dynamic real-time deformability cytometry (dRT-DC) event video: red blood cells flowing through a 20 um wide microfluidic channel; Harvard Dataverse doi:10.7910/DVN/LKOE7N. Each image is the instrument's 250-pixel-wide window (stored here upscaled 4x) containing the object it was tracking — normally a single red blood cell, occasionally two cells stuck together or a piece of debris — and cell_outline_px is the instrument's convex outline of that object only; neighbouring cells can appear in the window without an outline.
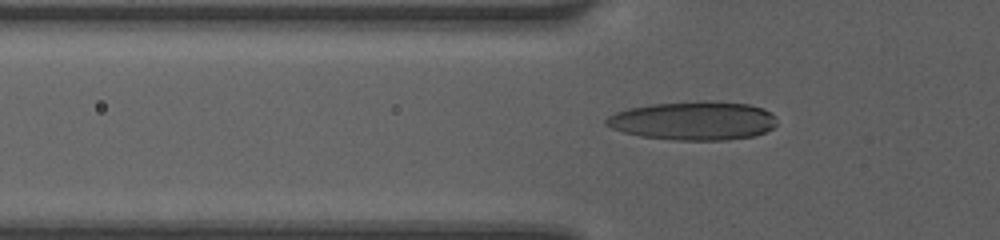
{"species": "human", "species_latin": "Homo sapiens", "temperature_condition": "room temperature", "stored_images_in_passage": 37, "camera_frame_rate_fps": 3000, "um_per_image_px": 0.085, "donor": {"sex": "female"}, "frame": {"image": 1, "passage_image": 6, "time_ms": 1.667, "image_size_px": [1000, 240], "cell_outline_px": [[776, 124], [772, 128], [764, 132], [752, 136], [724, 140], [676, 140], [640, 136], [624, 132], [612, 128], [604, 124], [604, 120], [608, 116], [616, 112], [628, 108], [652, 104], [704, 100], [748, 104], [764, 108], [772, 112], [776, 116]], "centroid_in_image_um": [58.95, 10.25], "position_along_channel_um": 66.9, "area_um2": 38.61}}
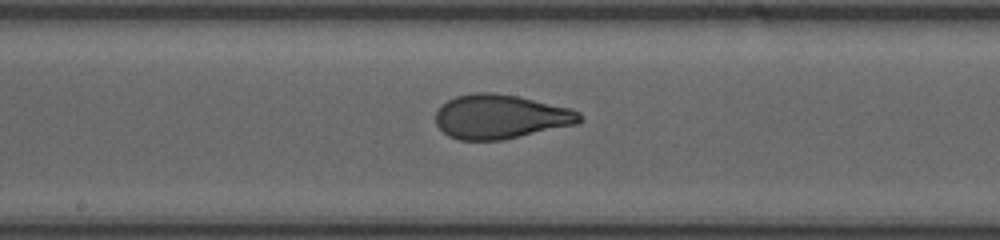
{"frame": {"image": 2, "passage_image": 16, "time_ms": 5.0, "image_size_px": [1000, 240], "cell_outline_px": [[584, 120], [580, 124], [504, 140], [460, 140], [448, 136], [436, 124], [436, 112], [440, 104], [456, 96], [472, 92], [492, 92], [520, 96], [572, 108], [580, 112], [584, 116]], "centroid_in_image_um": [42.61, 9.91], "position_along_channel_um": 205.6, "area_um2": 37.92}}
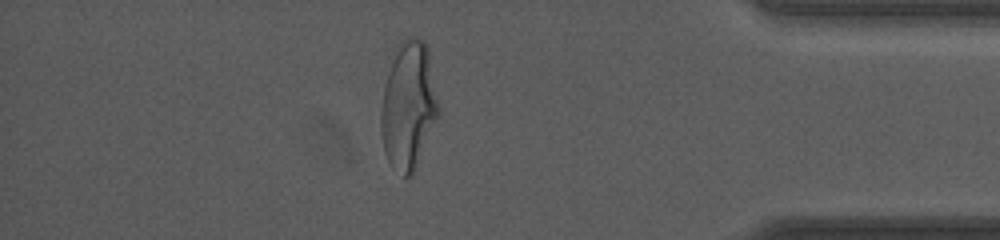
{"frame": {"image": 3, "passage_image": 32, "time_ms": 10.333, "image_size_px": [1000, 240], "cell_outline_px": [[440, 116], [416, 168], [412, 176], [404, 176], [392, 168], [384, 152], [380, 128], [380, 112], [384, 84], [396, 44], [400, 40], [408, 36], [416, 36], [424, 40], [428, 48], [440, 104]], "centroid_in_image_um": [34.74, 8.95], "position_along_channel_um": 400.5, "area_um2": 44.04}, "authors_computed_cell_mechanics": {"area_um2": 37.859, "velocity_mm_per_s": 4.2103, "shape_relaxation_time_tau1_ms": 5.3466, "shape_relaxation_time_tau2_ms": 0.7577, "deformation_change_tau1": 0.2278, "deformation_change_tau2": 0.0669}}